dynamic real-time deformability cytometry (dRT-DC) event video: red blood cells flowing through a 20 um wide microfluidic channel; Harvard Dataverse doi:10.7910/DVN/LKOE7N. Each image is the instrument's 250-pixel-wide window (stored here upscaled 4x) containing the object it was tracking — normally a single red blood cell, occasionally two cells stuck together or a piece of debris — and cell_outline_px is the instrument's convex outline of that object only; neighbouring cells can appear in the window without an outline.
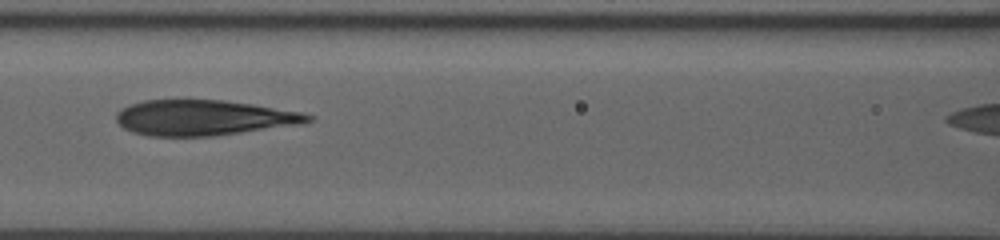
{"species": "human", "species_latin": "Homo sapiens", "temperature_condition": "room temperature", "stored_images_in_passage": 40, "camera_frame_rate_fps": 3000, "um_per_image_px": 0.085, "donor": {"sex": "male"}, "frame": {"image": 1, "passage_image": 14, "time_ms": 5.0, "image_size_px": [1000, 240], "cell_outline_px": [[316, 116], [312, 120], [300, 124], [216, 136], [148, 136], [132, 132], [124, 128], [116, 120], [116, 112], [128, 104], [144, 100], [224, 100], [252, 104], [300, 112]], "centroid_in_image_um": [17.28, 10.01], "position_along_channel_um": 149.3, "area_um2": 39.65}}
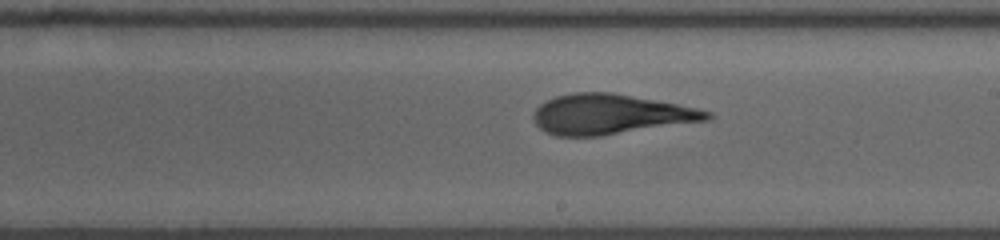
{"frame": {"image": 2, "passage_image": 22, "time_ms": 7.333, "image_size_px": [1000, 240], "cell_outline_px": [[712, 116], [708, 120], [600, 136], [556, 136], [544, 132], [536, 124], [532, 116], [536, 108], [540, 104], [556, 96], [572, 92], [612, 92], [676, 104], [696, 108], [712, 112]], "centroid_in_image_um": [51.84, 9.72], "position_along_channel_um": 237.2, "area_um2": 40.34}}
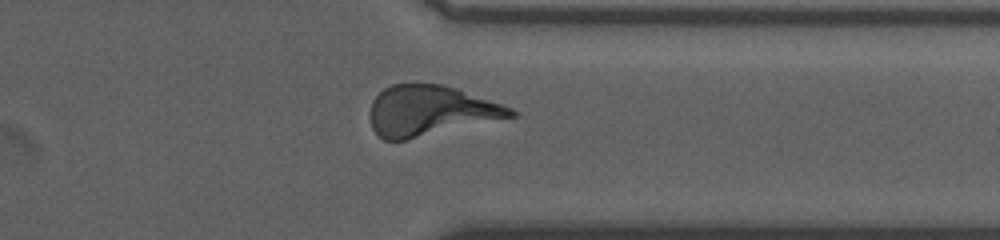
{"frame": {"image": 3, "passage_image": 35, "time_ms": 11.0, "image_size_px": [1000, 240], "cell_outline_px": [[516, 116], [404, 140], [384, 140], [372, 128], [372, 100], [384, 88], [392, 84], [444, 84], [456, 88], [512, 108], [516, 112]], "centroid_in_image_um": [36.57, 9.4], "position_along_channel_um": 374.8, "area_um2": 40.46}}